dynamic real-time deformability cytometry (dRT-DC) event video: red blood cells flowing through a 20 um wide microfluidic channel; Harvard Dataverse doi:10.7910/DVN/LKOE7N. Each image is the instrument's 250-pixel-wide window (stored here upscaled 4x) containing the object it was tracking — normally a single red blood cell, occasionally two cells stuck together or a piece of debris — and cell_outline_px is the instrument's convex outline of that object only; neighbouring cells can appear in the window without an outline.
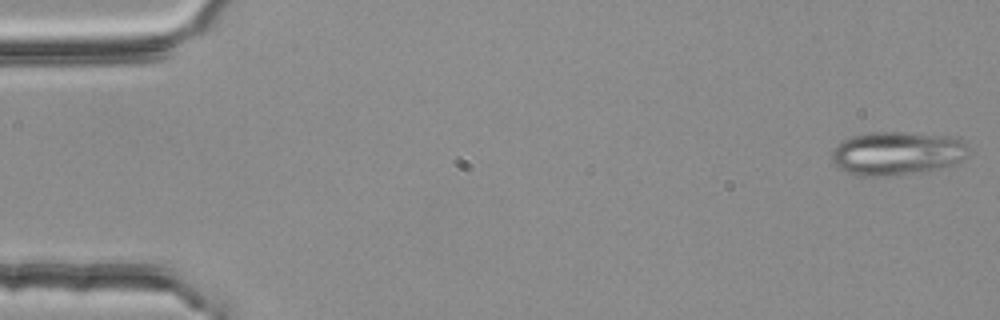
{"species": "common noctule bat (a hibernating species)", "species_latin": "Nyctalus noctula", "temperature_condition": "room temperature", "stored_images_in_passage": 53, "camera_frame_rate_fps": 3000, "um_per_image_px": 0.085, "animal": {"sex": "female", "body_mass_g": 25.1}, "frame": {"image": 1, "passage_image": 1, "time_ms": 0.0, "image_size_px": [1000, 320], "cell_outline_px": [[972, 148], [964, 160], [956, 164], [940, 168], [916, 172], [884, 176], [856, 176], [844, 172], [832, 160], [832, 152], [836, 144], [840, 140], [852, 136], [872, 132], [900, 132], [956, 136], [964, 140]], "centroid_in_image_um": [76.3, 13.02], "position_along_channel_um": 8.7, "area_um2": 35.32}}
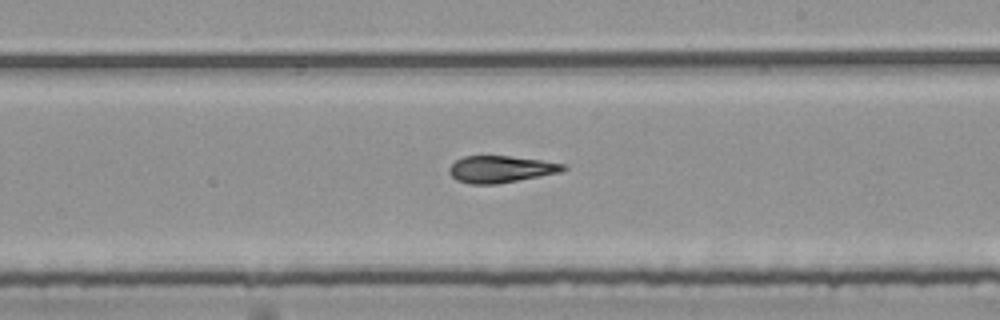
{"frame": {"image": 2, "passage_image": 31, "time_ms": 10.0, "image_size_px": [1000, 320], "cell_outline_px": [[568, 168], [560, 172], [540, 176], [496, 184], [472, 184], [456, 180], [448, 172], [448, 168], [456, 160], [464, 156], [508, 156], [540, 160], [564, 164]], "centroid_in_image_um": [42.54, 14.38], "position_along_channel_um": 246.5, "area_um2": 17.69}}
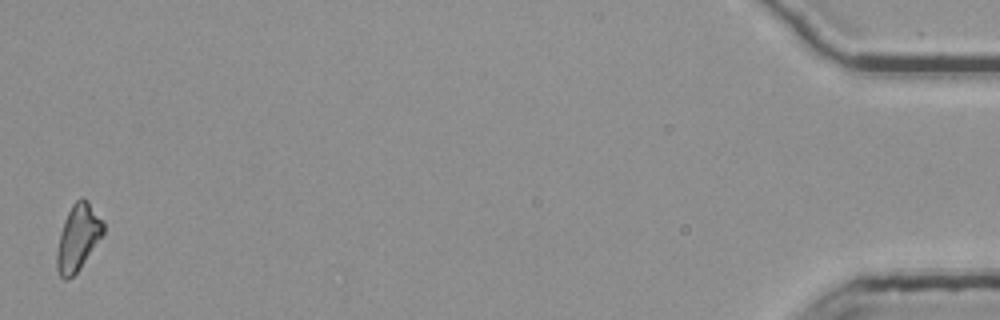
{"frame": {"image": 3, "passage_image": 53, "time_ms": 17.333, "image_size_px": [1000, 320], "cell_outline_px": [[104, 232], [80, 268], [68, 280], [64, 280], [60, 276], [56, 268], [56, 252], [60, 232], [64, 220], [72, 204], [80, 196], [88, 200], [104, 220]], "centroid_in_image_um": [6.62, 20.16], "position_along_channel_um": 428.6, "area_um2": 18.03}, "authors_computed_cell_mechanics": {"area_um2": 18.496, "velocity_mm_per_s": 3.8052, "shape_relaxation_time_tau1_ms": null, "shape_relaxation_time_tau2_ms": 2.5846, "deformation_change_tau1": null, "deformation_change_tau2": 0.104}}